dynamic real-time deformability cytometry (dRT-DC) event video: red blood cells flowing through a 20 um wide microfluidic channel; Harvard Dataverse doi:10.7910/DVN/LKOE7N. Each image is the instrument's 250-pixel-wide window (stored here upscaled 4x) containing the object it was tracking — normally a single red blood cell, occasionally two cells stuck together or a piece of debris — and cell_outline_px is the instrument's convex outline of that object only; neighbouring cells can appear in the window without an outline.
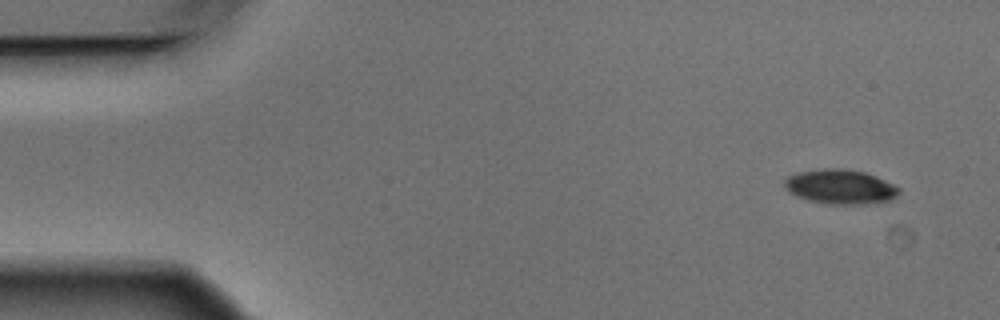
{"species": "Egyptian fruit bat (a non-hibernating species)", "species_latin": "Rousettus aegyptiacus", "temperature_condition": "warm", "stored_images_in_passage": 5, "camera_frame_rate_fps": 3000, "um_per_image_px": 0.085, "animal": {"sex": "male"}, "frame": {"image": 1, "passage_image": 1, "time_ms": 0.0, "image_size_px": [1000, 320], "cell_outline_px": [[900, 192], [892, 200], [876, 204], [828, 204], [808, 200], [796, 196], [788, 192], [784, 184], [784, 180], [788, 176], [800, 172], [824, 168], [840, 168], [864, 172], [876, 176], [900, 188]], "centroid_in_image_um": [71.45, 15.89], "position_along_channel_um": 13.6, "area_um2": 23.18}}
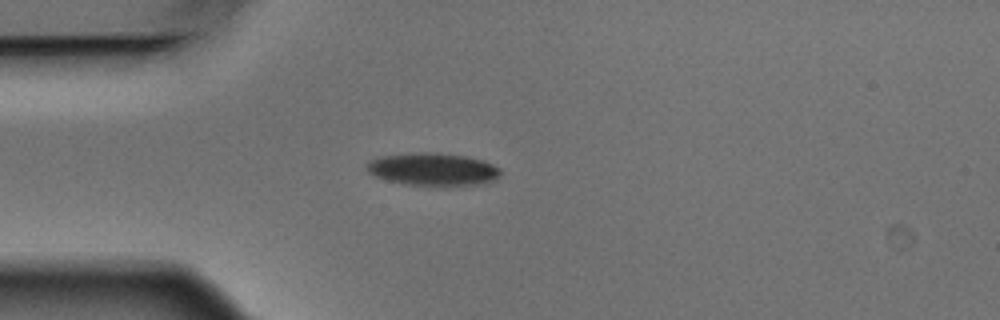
{"frame": {"image": 2, "passage_image": 4, "time_ms": 1.0, "image_size_px": [1000, 320], "cell_outline_px": [[500, 176], [496, 180], [488, 184], [444, 188], [404, 184], [388, 180], [376, 176], [368, 172], [368, 160], [380, 156], [420, 152], [440, 152], [464, 156], [484, 160], [500, 168]], "centroid_in_image_um": [36.89, 14.43], "position_along_channel_um": 48.1, "area_um2": 26.41}}